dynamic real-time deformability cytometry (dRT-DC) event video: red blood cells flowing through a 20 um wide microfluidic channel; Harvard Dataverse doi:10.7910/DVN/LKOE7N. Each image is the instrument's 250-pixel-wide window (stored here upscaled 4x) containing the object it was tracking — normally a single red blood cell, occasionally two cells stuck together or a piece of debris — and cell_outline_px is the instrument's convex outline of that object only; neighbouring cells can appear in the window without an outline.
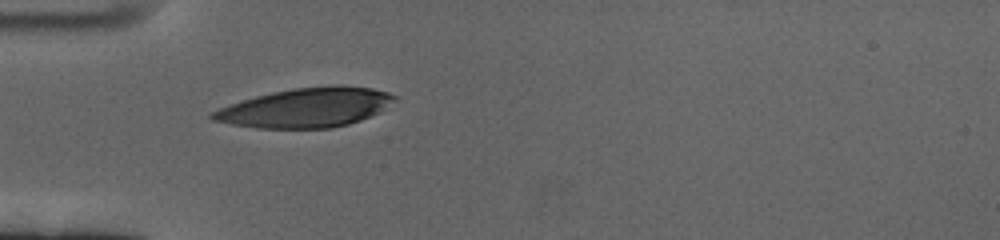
{"species": "human", "species_latin": "Homo sapiens", "temperature_condition": "cold", "stored_images_in_passage": 34, "camera_frame_rate_fps": 3000, "um_per_image_px": 0.085, "donor": {"sex": "female"}, "frame": {"image": 1, "passage_image": 1, "time_ms": 0.0, "image_size_px": [1000, 240], "cell_outline_px": [[396, 100], [380, 112], [360, 120], [348, 124], [332, 128], [256, 128], [232, 124], [212, 120], [208, 116], [212, 112], [220, 108], [256, 96], [272, 92], [292, 88], [332, 84], [340, 84], [372, 88], [388, 92], [396, 96]], "centroid_in_image_um": [26.05, 9.13], "position_along_channel_um": 59.0, "area_um2": 41.85}}
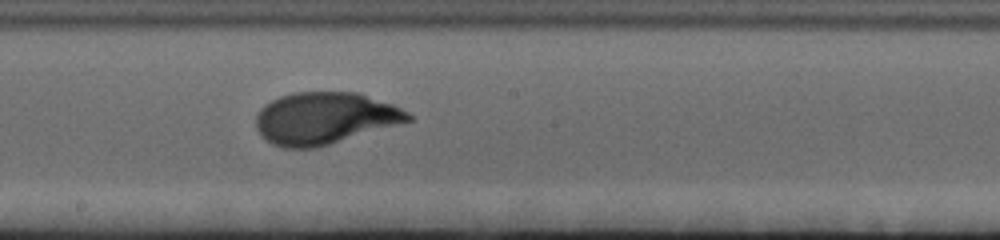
{"frame": {"image": 2, "passage_image": 16, "time_ms": 5.0, "image_size_px": [1000, 240], "cell_outline_px": [[412, 120], [316, 148], [284, 148], [272, 144], [256, 128], [256, 116], [260, 108], [264, 104], [280, 96], [292, 92], [356, 92], [392, 104], [408, 112], [412, 116]], "centroid_in_image_um": [27.57, 10.04], "position_along_channel_um": 220.6, "area_um2": 45.72}}
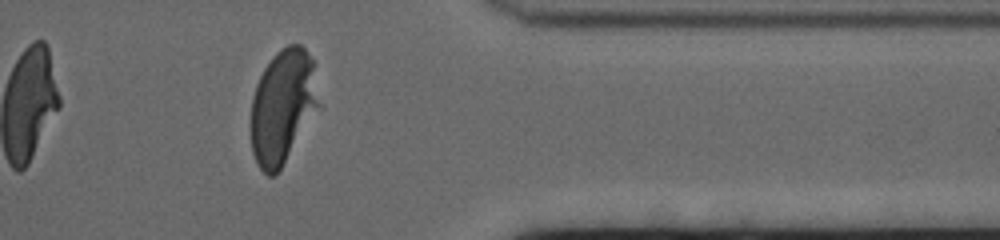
{"frame": {"image": 3, "passage_image": 32, "time_ms": 10.333, "image_size_px": [1000, 240], "cell_outline_px": [[324, 108], [280, 168], [272, 176], [268, 176], [256, 164], [252, 152], [248, 124], [252, 96], [256, 84], [264, 68], [276, 52], [280, 48], [288, 44], [300, 44], [304, 48], [312, 60]], "centroid_in_image_um": [24.07, 9.08], "position_along_channel_um": 387.3, "area_um2": 47.16}, "authors_computed_cell_mechanics": {"area_um2": 45.1418, "velocity_mm_per_s": 3.3533, "shape_relaxation_time_tau1_ms": 3.5263, "shape_relaxation_time_tau2_ms": null, "deformation_change_tau1": 0.2174, "deformation_change_tau2": null}}